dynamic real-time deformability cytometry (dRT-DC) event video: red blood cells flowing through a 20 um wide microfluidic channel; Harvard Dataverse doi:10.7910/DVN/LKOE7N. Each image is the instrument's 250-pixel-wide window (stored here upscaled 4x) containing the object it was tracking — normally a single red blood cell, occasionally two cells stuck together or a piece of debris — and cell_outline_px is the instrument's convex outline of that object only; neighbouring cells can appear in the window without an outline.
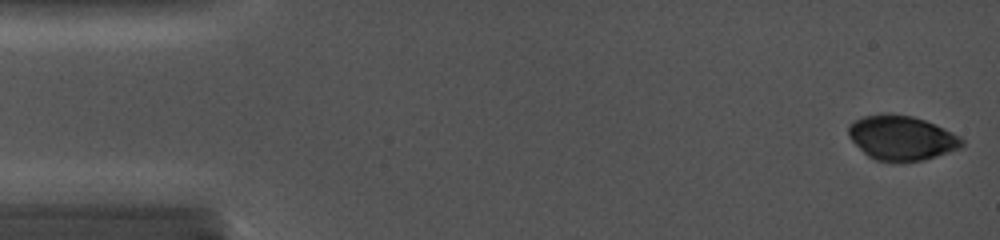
{"species": "common noctule bat (a hibernating species)", "species_latin": "Nyctalus noctula", "temperature_condition": "cold", "stored_images_in_passage": 4, "camera_frame_rate_fps": 5000, "um_per_image_px": 0.085, "animal": {"sex": "female", "body_mass_g": 19.0, "forearm_length_mm": 56.7}, "frame": {"image": 1, "passage_image": 2, "time_ms": 0.2, "image_size_px": [1000, 240], "cell_outline_px": [[964, 144], [960, 148], [924, 160], [904, 164], [892, 164], [876, 160], [868, 156], [848, 136], [848, 128], [856, 120], [868, 116], [908, 116], [924, 120], [936, 124], [960, 136], [964, 140]], "centroid_in_image_um": [76.68, 11.8], "position_along_channel_um": 8.3, "area_um2": 29.19}}